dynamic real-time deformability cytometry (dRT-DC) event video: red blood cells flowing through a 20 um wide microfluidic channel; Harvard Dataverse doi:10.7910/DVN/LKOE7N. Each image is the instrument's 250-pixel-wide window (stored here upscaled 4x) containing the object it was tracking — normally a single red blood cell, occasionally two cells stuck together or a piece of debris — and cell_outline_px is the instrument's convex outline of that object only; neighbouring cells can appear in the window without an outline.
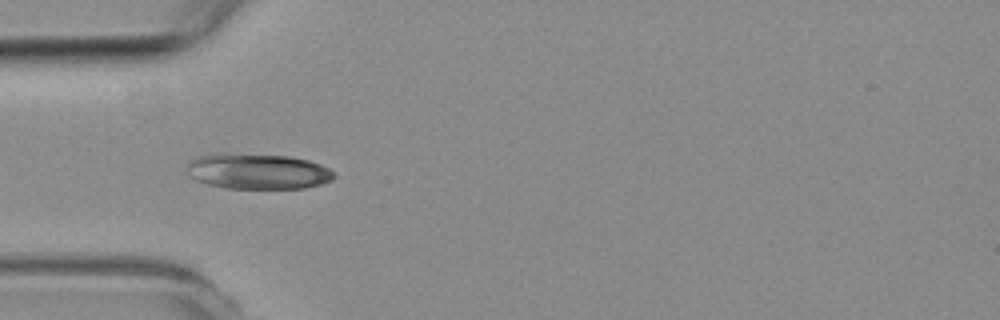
{"species": "common noctule bat (a hibernating species)", "species_latin": "Nyctalus noctula", "temperature_condition": "room temperature", "stored_images_in_passage": 6, "camera_frame_rate_fps": 3000, "um_per_image_px": 0.085, "animal": {"sex": "female", "body_mass_g": 19.3, "forearm_length_mm": 54.1}, "frame": {"image": 1, "passage_image": 5, "time_ms": 4.667, "image_size_px": [1000, 320], "cell_outline_px": [[336, 176], [332, 180], [320, 184], [304, 188], [228, 188], [208, 184], [196, 180], [188, 176], [188, 160], [200, 156], [224, 152], [288, 156], [308, 160], [320, 164], [336, 172]], "centroid_in_image_um": [21.91, 14.55], "position_along_channel_um": 63.1, "area_um2": 30.69}}
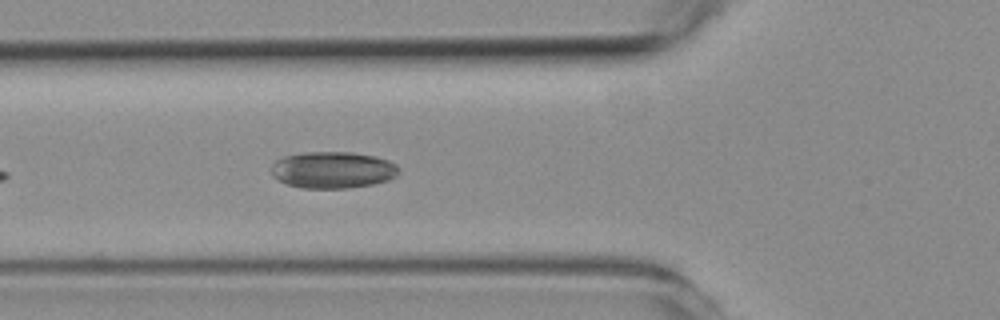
{"frame": {"image": 2, "passage_image": 6, "time_ms": 5.667, "image_size_px": [1000, 320], "cell_outline_px": [[400, 172], [396, 176], [388, 180], [372, 184], [348, 188], [300, 188], [276, 180], [272, 176], [272, 164], [276, 160], [284, 156], [308, 152], [352, 152], [376, 156], [388, 160], [396, 164], [400, 168]], "centroid_in_image_um": [28.3, 14.44], "position_along_channel_um": 97.5, "area_um2": 27.46}}